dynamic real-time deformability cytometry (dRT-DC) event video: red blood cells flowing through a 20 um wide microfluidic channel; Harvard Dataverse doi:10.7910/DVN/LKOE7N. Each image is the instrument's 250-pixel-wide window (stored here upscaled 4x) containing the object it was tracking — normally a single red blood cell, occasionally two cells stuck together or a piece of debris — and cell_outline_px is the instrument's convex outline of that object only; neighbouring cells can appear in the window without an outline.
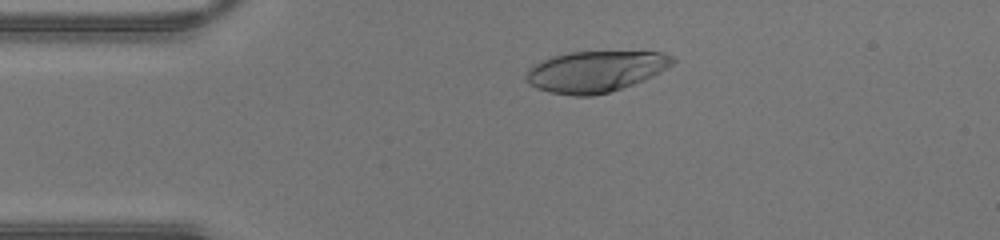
{"species": "human", "species_latin": "Homo sapiens", "temperature_condition": "warm", "stored_images_in_passage": 41, "camera_frame_rate_fps": 3000, "um_per_image_px": 0.085, "donor": {"sex": "male"}, "frame": {"image": 1, "passage_image": 5, "time_ms": 1.333, "image_size_px": [1000, 240], "cell_outline_px": [[676, 60], [672, 64], [660, 72], [644, 80], [608, 92], [592, 96], [572, 96], [552, 92], [536, 88], [528, 84], [524, 80], [524, 76], [528, 68], [540, 60], [552, 56], [568, 52], [664, 52], [672, 56]], "centroid_in_image_um": [50.56, 6.07], "position_along_channel_um": 34.4, "area_um2": 35.14}}
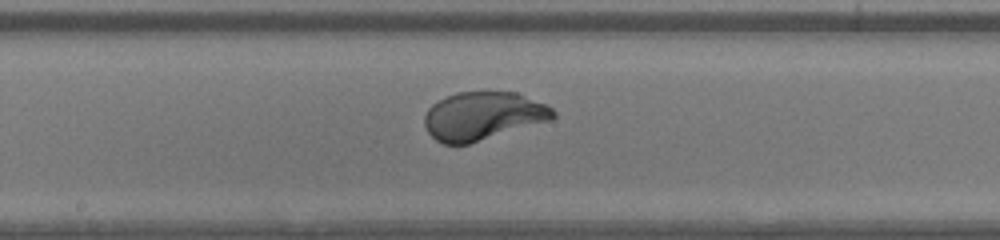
{"frame": {"image": 2, "passage_image": 19, "time_ms": 6.0, "image_size_px": [1000, 240], "cell_outline_px": [[556, 116], [552, 120], [468, 144], [444, 144], [436, 140], [428, 132], [424, 124], [424, 116], [428, 108], [432, 104], [456, 92], [516, 92], [548, 104], [556, 112]], "centroid_in_image_um": [41.08, 9.85], "position_along_channel_um": 207.1, "area_um2": 36.18}}
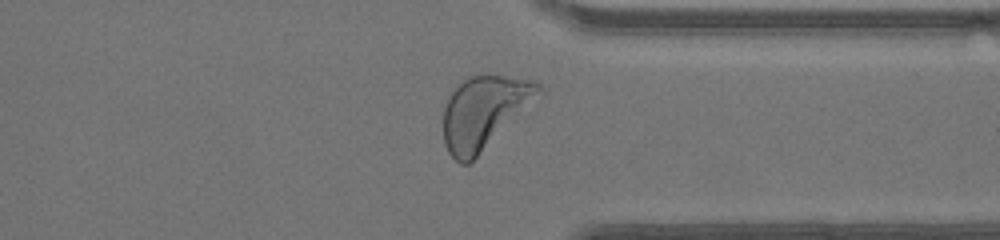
{"frame": {"image": 3, "passage_image": 30, "time_ms": 9.667, "image_size_px": [1000, 240], "cell_outline_px": [[544, 92], [468, 164], [460, 164], [448, 152], [444, 144], [444, 108], [456, 84], [464, 76], [480, 72], [532, 80], [540, 84], [544, 88]], "centroid_in_image_um": [41.14, 9.46], "position_along_channel_um": 370.3, "area_um2": 40.46}}